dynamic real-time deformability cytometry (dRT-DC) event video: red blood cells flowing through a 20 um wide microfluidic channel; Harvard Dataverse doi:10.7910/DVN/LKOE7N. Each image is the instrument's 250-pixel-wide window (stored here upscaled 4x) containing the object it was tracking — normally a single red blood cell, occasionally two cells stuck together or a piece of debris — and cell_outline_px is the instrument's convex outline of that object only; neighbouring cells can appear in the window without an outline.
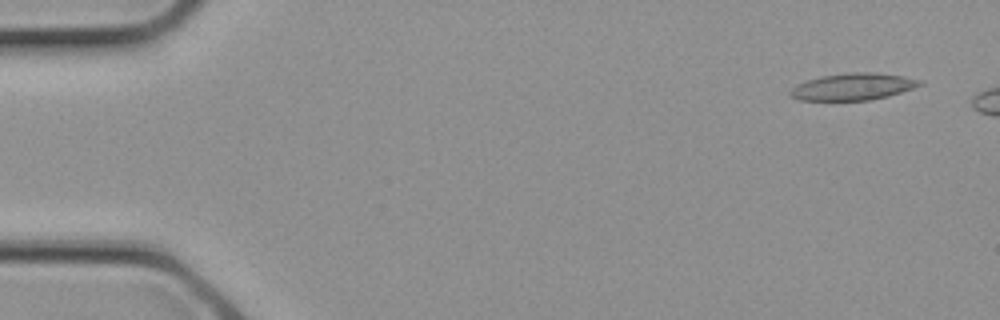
{"species": "common noctule bat (a hibernating species)", "species_latin": "Nyctalus noctula", "temperature_condition": "cold", "stored_images_in_passage": 2, "camera_frame_rate_fps": 3000, "um_per_image_px": 0.085, "animal": {"sex": "female", "body_mass_g": 21.9}, "frame": {"image": 1, "passage_image": 1, "time_ms": 0.0, "image_size_px": [1000, 320], "cell_outline_px": [[924, 84], [888, 96], [868, 100], [800, 100], [792, 96], [788, 92], [792, 88], [808, 80], [824, 76], [848, 72], [876, 72], [904, 76], [924, 80]], "centroid_in_image_um": [72.57, 7.36], "position_along_channel_um": 12.4, "area_um2": 20.11}}